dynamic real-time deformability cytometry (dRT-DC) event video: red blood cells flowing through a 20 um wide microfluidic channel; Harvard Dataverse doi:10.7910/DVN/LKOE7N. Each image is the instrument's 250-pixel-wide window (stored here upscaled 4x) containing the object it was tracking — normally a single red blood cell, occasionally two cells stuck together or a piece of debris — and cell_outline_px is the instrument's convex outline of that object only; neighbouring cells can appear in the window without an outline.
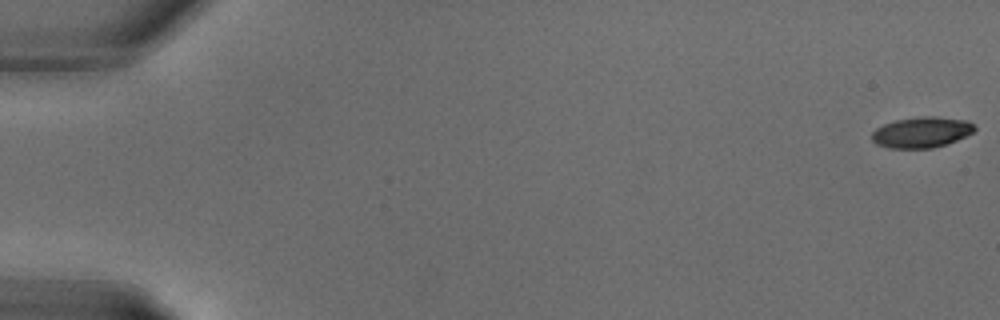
{"species": "common noctule bat (a hibernating species)", "species_latin": "Nyctalus noctula", "temperature_condition": "warm", "stored_images_in_passage": 7, "camera_frame_rate_fps": 3000, "um_per_image_px": 0.085, "animal": {"sex": "male", "body_mass_g": 18.8}, "frame": {"image": 1, "passage_image": 1, "time_ms": 0.0, "image_size_px": [1000, 320], "cell_outline_px": [[976, 128], [972, 132], [956, 140], [932, 148], [888, 148], [876, 144], [872, 140], [872, 132], [876, 128], [884, 124], [896, 120], [920, 116], [936, 116], [968, 120]], "centroid_in_image_um": [78.31, 11.23], "position_along_channel_um": 6.7, "area_um2": 18.32}}